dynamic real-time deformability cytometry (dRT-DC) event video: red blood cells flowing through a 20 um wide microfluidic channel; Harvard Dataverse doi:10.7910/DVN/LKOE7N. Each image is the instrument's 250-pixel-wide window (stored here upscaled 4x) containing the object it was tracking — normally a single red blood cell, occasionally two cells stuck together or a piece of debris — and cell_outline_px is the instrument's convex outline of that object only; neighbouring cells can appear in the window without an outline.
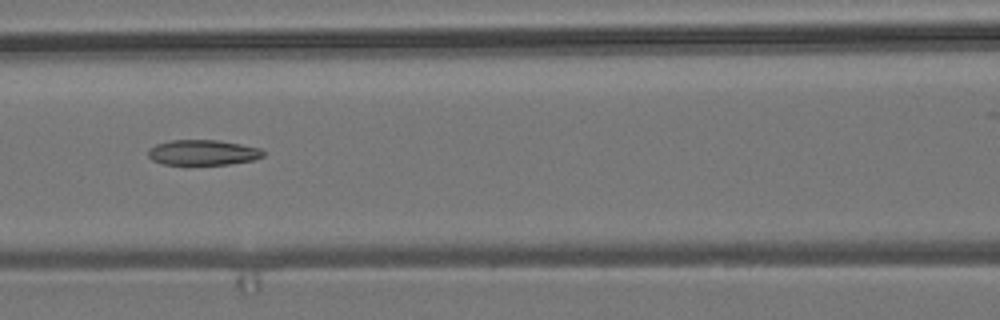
{"species": "common noctule bat (a hibernating species)", "species_latin": "Nyctalus noctula", "temperature_condition": "room temperature", "stored_images_in_passage": 9, "camera_frame_rate_fps": 3000, "um_per_image_px": 0.085, "animal": {"sex": "male", "body_mass_g": 19.2, "forearm_length_mm": 51.8}, "frame": {"image": 1, "passage_image": 6, "time_ms": 1.667, "image_size_px": [1000, 320], "cell_outline_px": [[264, 156], [252, 160], [228, 164], [164, 164], [152, 160], [148, 156], [148, 148], [156, 144], [172, 140], [216, 140], [240, 144], [260, 148], [264, 152]], "centroid_in_image_um": [17.22, 12.96], "position_along_channel_um": 149.4, "area_um2": 16.82}}
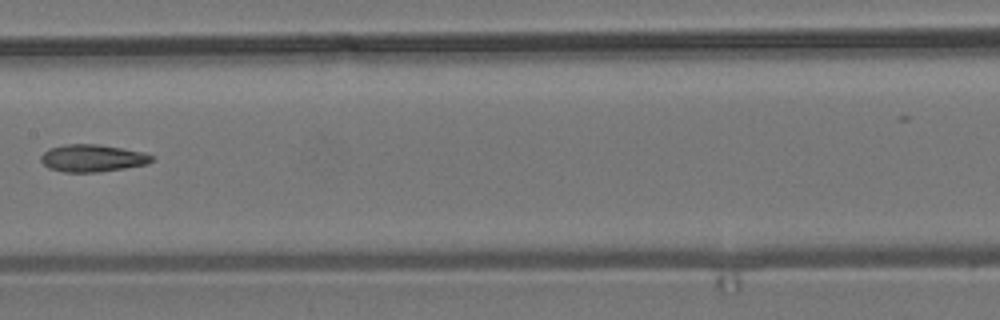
{"frame": {"image": 2, "passage_image": 7, "time_ms": 2.0, "image_size_px": [1000, 320], "cell_outline_px": [[152, 160], [148, 164], [100, 172], [64, 172], [48, 168], [40, 160], [40, 156], [48, 148], [64, 144], [96, 144], [144, 152], [152, 156]], "centroid_in_image_um": [7.81, 13.44], "position_along_channel_um": 199.6, "area_um2": 17.63}}
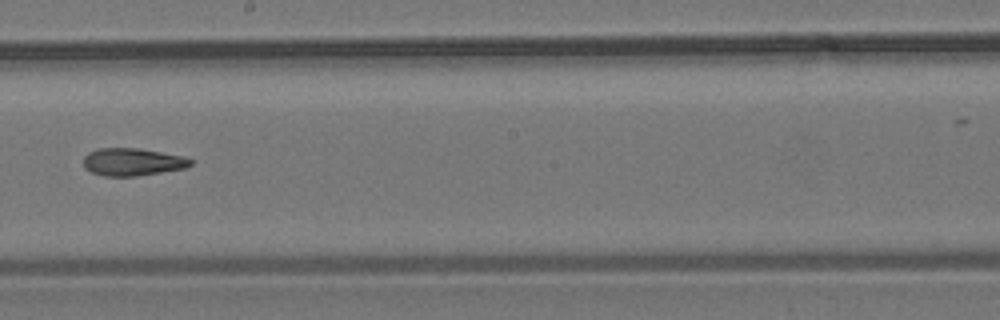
{"frame": {"image": 3, "passage_image": 8, "time_ms": 2.333, "image_size_px": [1000, 320], "cell_outline_px": [[192, 164], [184, 168], [136, 176], [104, 176], [92, 172], [84, 168], [84, 156], [88, 152], [100, 148], [140, 148], [184, 156], [192, 160]], "centroid_in_image_um": [11.25, 13.75], "position_along_channel_um": 237.0, "area_um2": 17.17}}